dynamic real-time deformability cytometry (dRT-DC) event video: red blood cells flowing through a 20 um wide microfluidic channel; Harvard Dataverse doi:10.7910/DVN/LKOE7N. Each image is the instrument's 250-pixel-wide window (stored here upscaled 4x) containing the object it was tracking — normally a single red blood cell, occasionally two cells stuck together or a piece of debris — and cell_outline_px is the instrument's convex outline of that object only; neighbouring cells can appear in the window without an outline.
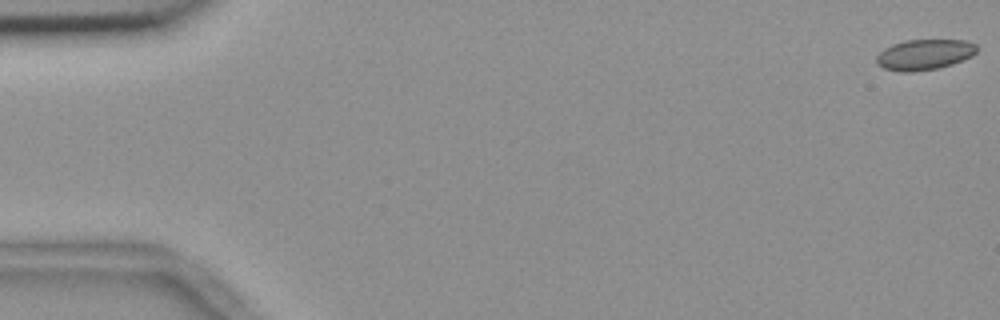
{"species": "common noctule bat (a hibernating species)", "species_latin": "Nyctalus noctula", "temperature_condition": "room temperature", "stored_images_in_passage": 5, "camera_frame_rate_fps": 3000, "um_per_image_px": 0.085, "animal": {"sex": "female", "body_mass_g": 18.4}, "frame": {"image": 1, "passage_image": 1, "time_ms": 0.0, "image_size_px": [1000, 320], "cell_outline_px": [[980, 48], [972, 56], [952, 64], [936, 68], [912, 72], [900, 72], [884, 68], [876, 64], [876, 56], [884, 48], [892, 44], [904, 40], [964, 40], [976, 44]], "centroid_in_image_um": [78.57, 4.63], "position_along_channel_um": 6.4, "area_um2": 17.98}}
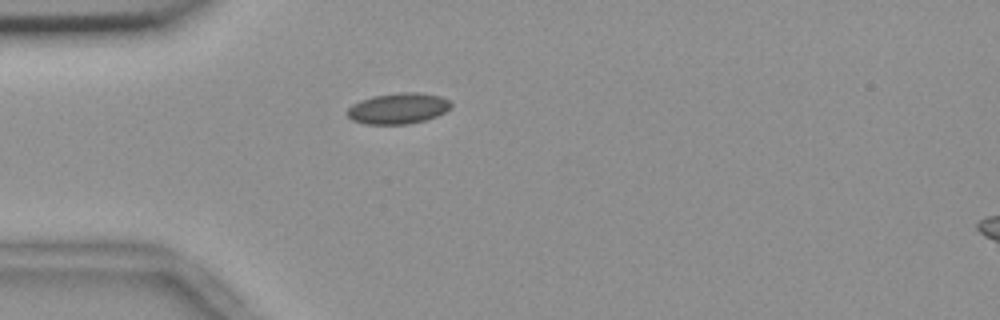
{"frame": {"image": 2, "passage_image": 5, "time_ms": 1.333, "image_size_px": [1000, 320], "cell_outline_px": [[452, 104], [444, 112], [436, 116], [424, 120], [408, 124], [368, 124], [352, 120], [348, 116], [348, 108], [352, 104], [360, 100], [372, 96], [396, 92], [420, 92], [440, 96], [448, 100]], "centroid_in_image_um": [33.82, 9.2], "position_along_channel_um": 51.2, "area_um2": 18.61}}